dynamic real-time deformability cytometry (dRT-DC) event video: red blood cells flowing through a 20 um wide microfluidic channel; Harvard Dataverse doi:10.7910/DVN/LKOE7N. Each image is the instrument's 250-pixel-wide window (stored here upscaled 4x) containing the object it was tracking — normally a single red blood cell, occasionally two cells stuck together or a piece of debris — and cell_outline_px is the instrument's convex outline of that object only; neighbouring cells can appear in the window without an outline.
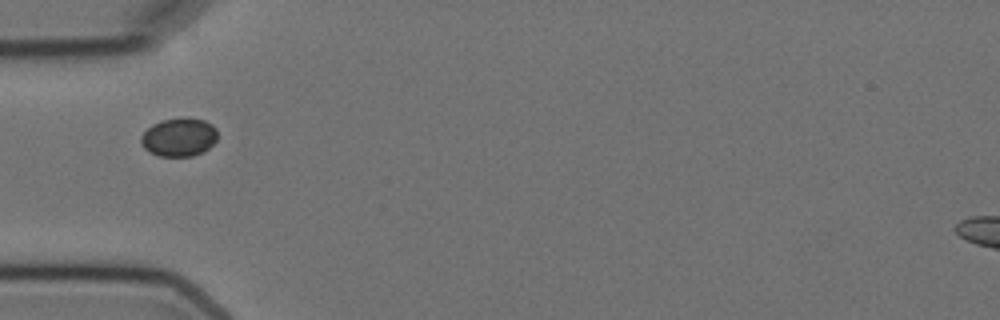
{"species": "Egyptian fruit bat (a non-hibernating species)", "species_latin": "Rousettus aegyptiacus", "temperature_condition": "cold", "stored_images_in_passage": 11, "camera_frame_rate_fps": 3000, "um_per_image_px": 0.085, "animal": {"sex": "female"}, "frame": {"image": 1, "passage_image": 1, "time_ms": 0.0, "image_size_px": [1000, 320], "cell_outline_px": [[216, 140], [204, 152], [192, 156], [160, 156], [148, 152], [140, 144], [140, 136], [152, 124], [160, 120], [188, 116], [204, 120], [212, 124], [216, 128]], "centroid_in_image_um": [15.19, 11.64], "position_along_channel_um": 69.8, "area_um2": 17.46}}
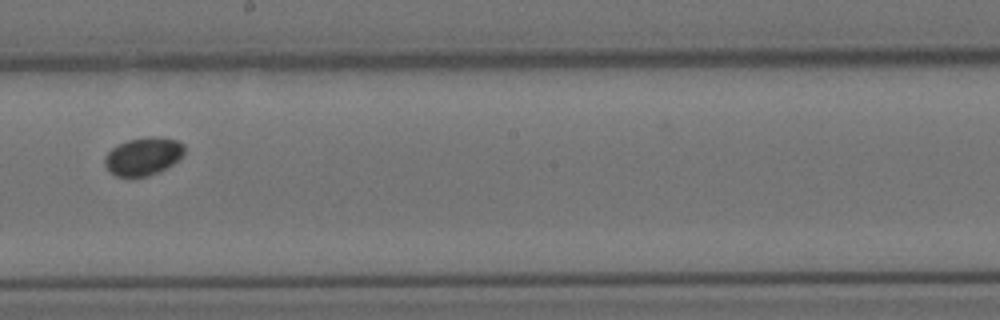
{"frame": {"image": 2, "passage_image": 5, "time_ms": 4.667, "image_size_px": [1000, 320], "cell_outline_px": [[184, 152], [172, 164], [148, 176], [116, 176], [108, 172], [104, 164], [104, 156], [112, 148], [128, 140], [152, 136], [156, 136], [176, 140], [184, 144]], "centroid_in_image_um": [12.13, 13.28], "position_along_channel_um": 236.1, "area_um2": 17.34}}
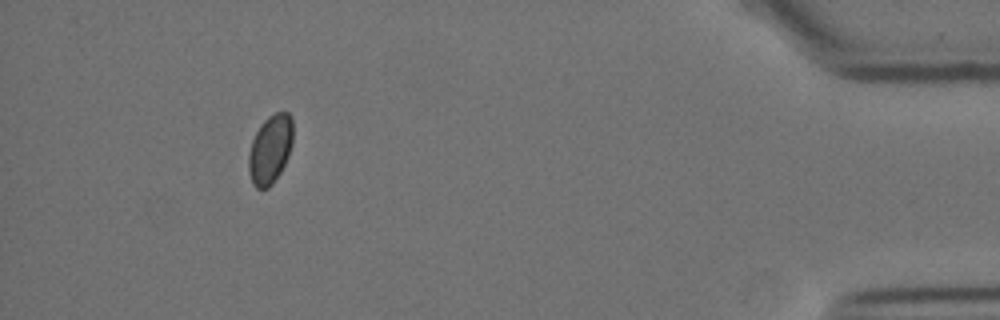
{"frame": {"image": 3, "passage_image": 10, "time_ms": 11.333, "image_size_px": [1000, 320], "cell_outline_px": [[292, 144], [288, 156], [280, 172], [272, 184], [268, 188], [256, 188], [252, 184], [248, 172], [248, 156], [252, 140], [260, 124], [268, 116], [276, 112], [288, 112], [292, 116]], "centroid_in_image_um": [22.95, 12.68], "position_along_channel_um": 412.2, "area_um2": 17.86}}